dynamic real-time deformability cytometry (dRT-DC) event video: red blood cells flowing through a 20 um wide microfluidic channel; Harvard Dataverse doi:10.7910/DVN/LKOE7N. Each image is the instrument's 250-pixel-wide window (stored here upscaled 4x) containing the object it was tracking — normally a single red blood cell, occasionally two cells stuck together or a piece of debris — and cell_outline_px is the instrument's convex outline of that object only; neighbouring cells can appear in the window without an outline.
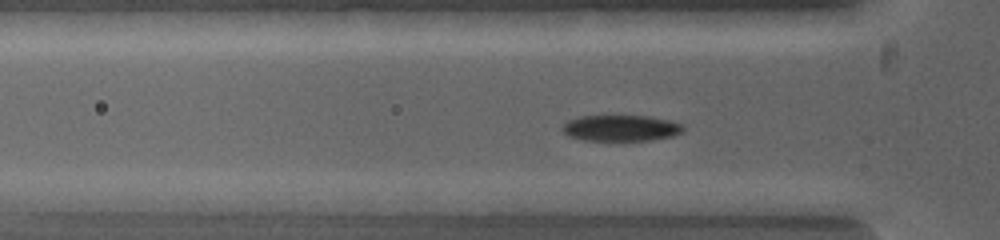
{"species": "common noctule bat (a hibernating species)", "species_latin": "Nyctalus noctula", "temperature_condition": "warm", "stored_images_in_passage": 4, "camera_frame_rate_fps": 5000, "um_per_image_px": 0.085, "animal": {"sex": "female", "body_mass_g": 19.0, "forearm_length_mm": 53.3}, "frame": {"image": 1, "passage_image": 4, "time_ms": 2.0, "image_size_px": [1000, 240], "cell_outline_px": [[684, 132], [672, 136], [652, 140], [584, 140], [568, 136], [560, 128], [568, 120], [580, 116], [648, 116], [668, 120], [684, 124]], "centroid_in_image_um": [52.79, 10.88], "position_along_channel_um": 73.0, "area_um2": 18.38}}